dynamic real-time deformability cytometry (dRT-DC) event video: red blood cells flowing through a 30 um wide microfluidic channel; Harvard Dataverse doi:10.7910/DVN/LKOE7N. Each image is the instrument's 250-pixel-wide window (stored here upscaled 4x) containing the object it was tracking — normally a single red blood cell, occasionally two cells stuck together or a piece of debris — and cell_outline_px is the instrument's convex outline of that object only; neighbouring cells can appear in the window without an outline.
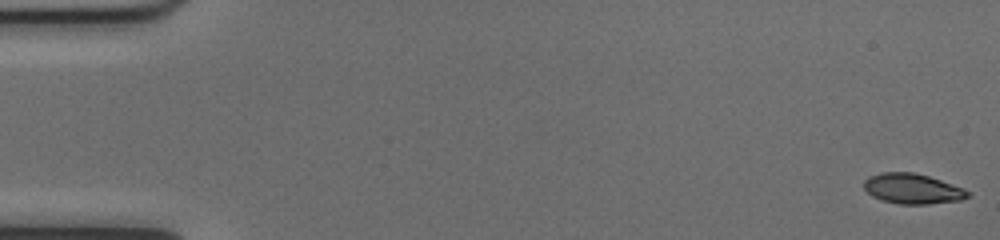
{"species": "common noctule bat (a hibernating species)", "species_latin": "Nyctalus noctula", "temperature_condition": "cold", "stored_images_in_passage": 52, "camera_frame_rate_fps": 3000, "um_per_image_px": 0.085, "animal": {"sex": "female", "body_mass_g": 17.0, "forearm_length_mm": 48.0}, "frame": {"image": 1, "passage_image": 1, "time_ms": 0.0, "image_size_px": [1000, 240], "cell_outline_px": [[972, 196], [960, 200], [928, 204], [900, 204], [884, 200], [872, 196], [864, 188], [864, 180], [868, 176], [880, 172], [912, 172], [928, 176], [964, 188], [972, 192]], "centroid_in_image_um": [77.59, 16.04], "position_along_channel_um": 7.4, "area_um2": 18.32}}
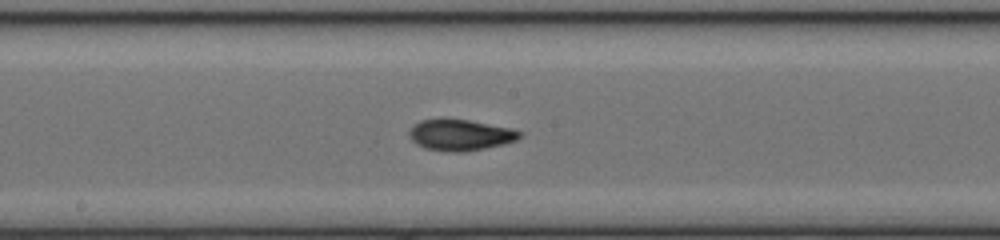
{"frame": {"image": 2, "passage_image": 28, "time_ms": 9.0, "image_size_px": [1000, 240], "cell_outline_px": [[524, 136], [516, 140], [504, 144], [464, 152], [452, 152], [424, 148], [416, 144], [408, 136], [408, 132], [412, 124], [420, 120], [440, 116], [444, 116], [468, 120], [512, 128], [524, 132]], "centroid_in_image_um": [39.09, 11.43], "position_along_channel_um": 209.1, "area_um2": 20.81}}
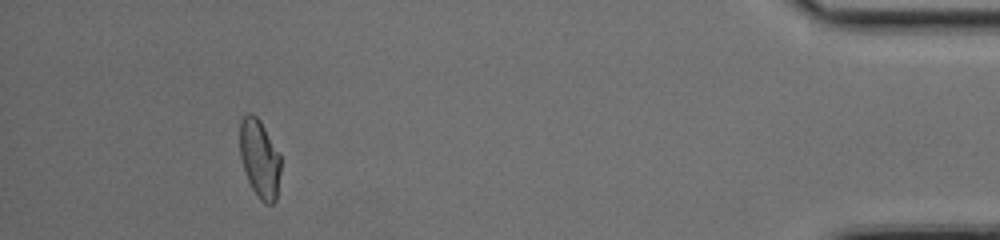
{"frame": {"image": 3, "passage_image": 48, "time_ms": 15.667, "image_size_px": [1000, 240], "cell_outline_px": [[280, 172], [276, 200], [272, 204], [264, 204], [256, 196], [248, 180], [240, 156], [240, 120], [248, 112], [252, 112], [260, 120], [280, 156]], "centroid_in_image_um": [22.06, 13.49], "position_along_channel_um": 413.1, "area_um2": 18.55}, "authors_computed_cell_mechanics": {"area_um2": 19.1318, "velocity_mm_per_s": 4.0255, "shape_relaxation_time_tau1_ms": 9.5299, "shape_relaxation_time_tau2_ms": 2.064, "deformation_change_tau1": 0.2327, "deformation_change_tau2": 0.0685}}